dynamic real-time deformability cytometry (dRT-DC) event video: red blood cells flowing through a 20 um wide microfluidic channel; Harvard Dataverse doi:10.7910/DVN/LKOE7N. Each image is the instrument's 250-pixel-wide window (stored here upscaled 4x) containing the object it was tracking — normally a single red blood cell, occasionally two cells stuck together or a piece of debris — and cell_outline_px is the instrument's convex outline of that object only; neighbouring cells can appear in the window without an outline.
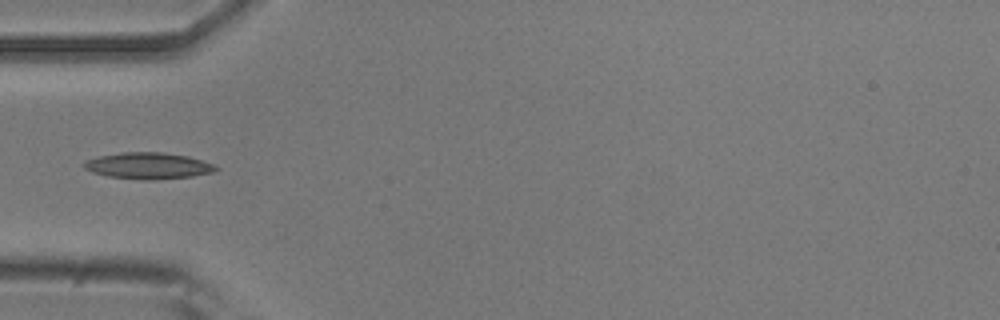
{"species": "common noctule bat (a hibernating species)", "species_latin": "Nyctalus noctula", "temperature_condition": "room temperature", "stored_images_in_passage": 7, "camera_frame_rate_fps": 3000, "um_per_image_px": 0.085, "animal": {"sex": "male", "body_mass_g": 20.5, "forearm_length_mm": 52.5}, "frame": {"image": 1, "passage_image": 1, "time_ms": 0.0, "image_size_px": [1000, 320], "cell_outline_px": [[220, 168], [216, 172], [192, 176], [156, 180], [144, 180], [108, 176], [92, 172], [84, 168], [80, 164], [88, 160], [100, 156], [124, 152], [164, 152], [188, 156], [212, 164]], "centroid_in_image_um": [12.62, 14.09], "position_along_channel_um": 72.4, "area_um2": 20.29}}
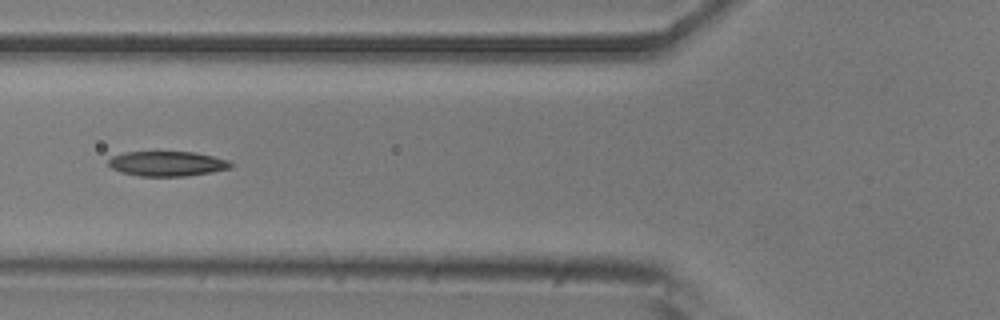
{"frame": {"image": 2, "passage_image": 4, "time_ms": 1.0, "image_size_px": [1000, 320], "cell_outline_px": [[232, 168], [212, 172], [188, 176], [140, 176], [120, 172], [112, 168], [108, 164], [108, 160], [112, 156], [124, 152], [196, 152], [228, 160], [232, 164]], "centroid_in_image_um": [14.21, 13.91], "position_along_channel_um": 111.6, "area_um2": 17.8}}
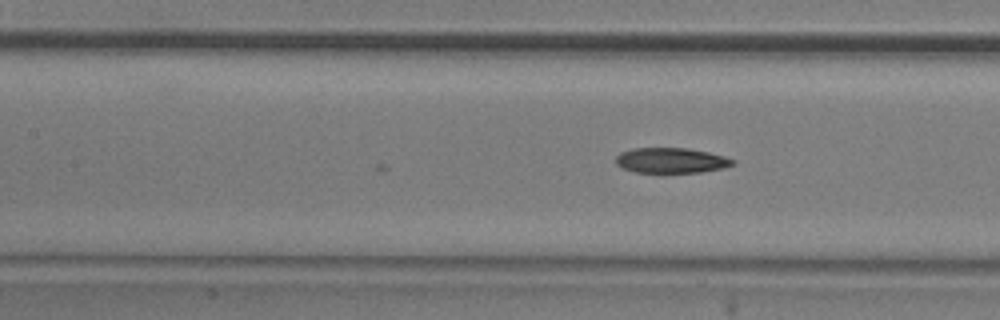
{"frame": {"image": 3, "passage_image": 7, "time_ms": 2.0, "image_size_px": [1000, 320], "cell_outline_px": [[736, 164], [724, 168], [700, 172], [636, 172], [624, 168], [616, 164], [616, 156], [620, 152], [632, 148], [688, 148], [708, 152], [724, 156], [736, 160]], "centroid_in_image_um": [57.07, 13.63], "position_along_channel_um": 150.3, "area_um2": 17.22}}